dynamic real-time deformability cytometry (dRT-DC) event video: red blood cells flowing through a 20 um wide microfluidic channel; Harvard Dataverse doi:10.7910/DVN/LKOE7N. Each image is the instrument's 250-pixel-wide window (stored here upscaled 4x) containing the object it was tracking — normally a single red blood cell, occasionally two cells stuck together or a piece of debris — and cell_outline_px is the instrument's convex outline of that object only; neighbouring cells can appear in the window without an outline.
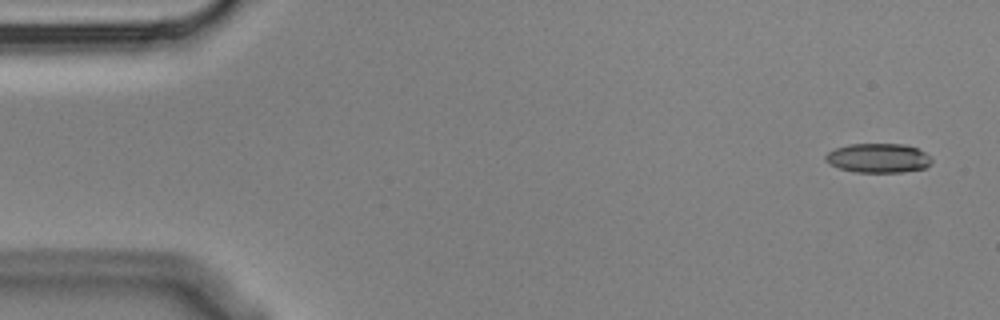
{"species": "Egyptian fruit bat (a non-hibernating species)", "species_latin": "Rousettus aegyptiacus", "temperature_condition": "cold", "stored_images_in_passage": 4, "camera_frame_rate_fps": 3000, "um_per_image_px": 0.085, "animal": {"sex": "male"}, "frame": {"image": 1, "passage_image": 1, "time_ms": 0.0, "image_size_px": [1000, 320], "cell_outline_px": [[932, 160], [924, 168], [900, 172], [852, 172], [840, 168], [824, 160], [824, 156], [828, 152], [836, 148], [848, 144], [904, 144], [916, 148], [924, 152]], "centroid_in_image_um": [74.61, 13.43], "position_along_channel_um": 10.4, "area_um2": 17.92}}
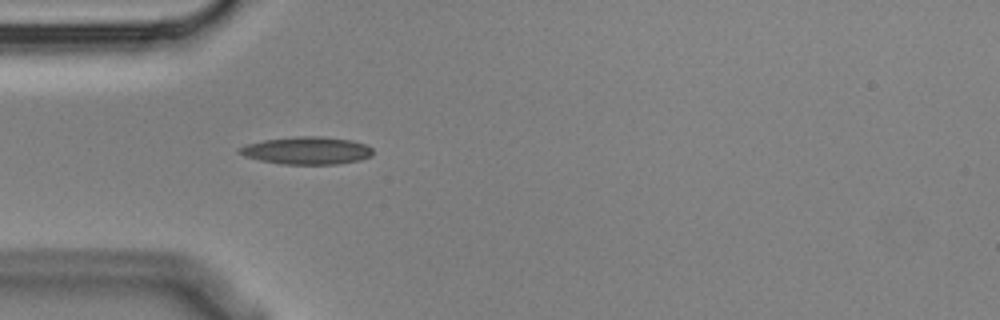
{"frame": {"image": 2, "passage_image": 4, "time_ms": 1.0, "image_size_px": [1000, 320], "cell_outline_px": [[372, 156], [360, 160], [336, 164], [280, 164], [260, 160], [244, 156], [236, 152], [240, 148], [248, 144], [264, 140], [296, 136], [320, 136], [352, 140], [364, 144], [372, 148]], "centroid_in_image_um": [26.08, 12.8], "position_along_channel_um": 58.9, "area_um2": 21.39}}